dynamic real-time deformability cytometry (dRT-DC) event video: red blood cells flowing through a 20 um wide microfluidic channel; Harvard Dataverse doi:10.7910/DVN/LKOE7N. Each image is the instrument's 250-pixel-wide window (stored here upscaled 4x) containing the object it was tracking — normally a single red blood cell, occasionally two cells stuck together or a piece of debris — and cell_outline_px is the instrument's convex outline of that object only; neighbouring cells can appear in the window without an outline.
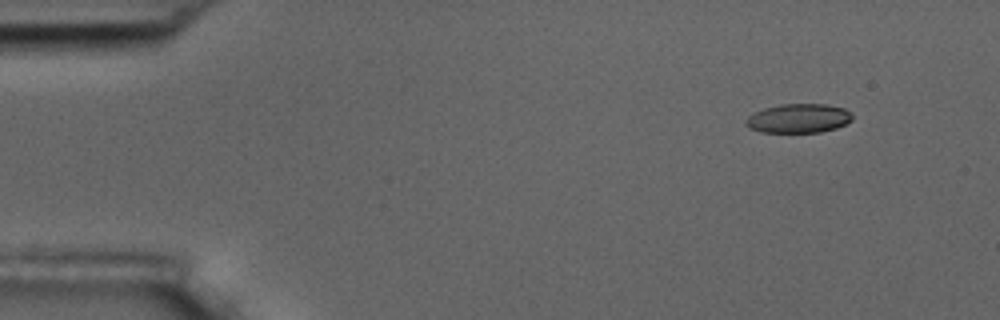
{"species": "common noctule bat (a hibernating species)", "species_latin": "Nyctalus noctula", "temperature_condition": "room temperature", "stored_images_in_passage": 4, "camera_frame_rate_fps": 3000, "um_per_image_px": 0.085, "animal": {"sex": "male", "body_mass_g": 17.5, "forearm_length_mm": 52.3}, "frame": {"image": 1, "passage_image": 1, "time_ms": 0.0, "image_size_px": [1000, 320], "cell_outline_px": [[852, 120], [836, 128], [820, 132], [760, 132], [748, 128], [744, 124], [744, 120], [748, 116], [764, 108], [780, 104], [824, 104], [844, 108], [852, 116]], "centroid_in_image_um": [67.82, 10.06], "position_along_channel_um": 17.2, "area_um2": 18.03}}
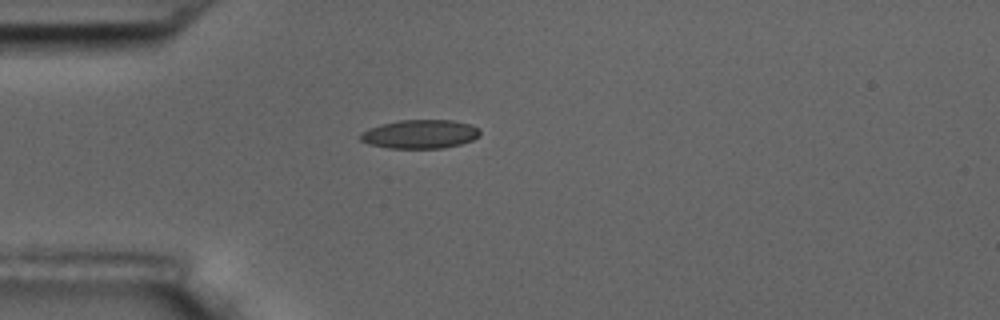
{"frame": {"image": 2, "passage_image": 4, "time_ms": 3.333, "image_size_px": [1000, 320], "cell_outline_px": [[480, 136], [472, 140], [460, 144], [444, 148], [388, 148], [368, 144], [360, 140], [360, 132], [368, 128], [380, 124], [400, 120], [452, 120], [472, 124], [480, 128]], "centroid_in_image_um": [35.71, 11.39], "position_along_channel_um": 49.3, "area_um2": 20.29}}